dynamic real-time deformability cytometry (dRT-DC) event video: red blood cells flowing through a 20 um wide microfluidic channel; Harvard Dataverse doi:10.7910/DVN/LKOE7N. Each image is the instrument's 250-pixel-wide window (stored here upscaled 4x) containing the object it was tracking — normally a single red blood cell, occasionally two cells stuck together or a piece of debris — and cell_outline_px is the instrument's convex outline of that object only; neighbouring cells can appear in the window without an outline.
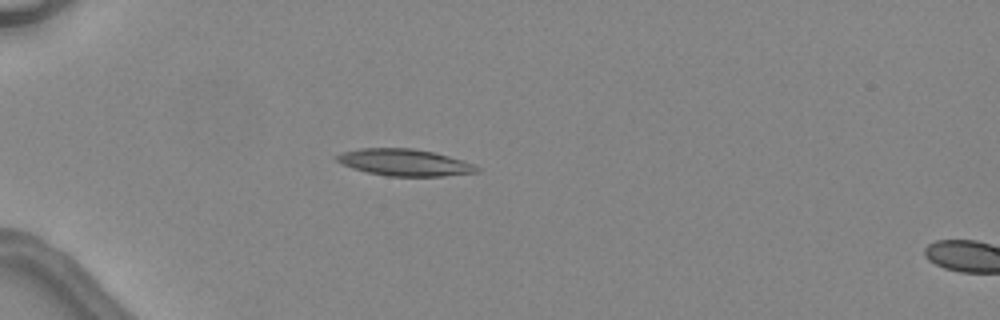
{"species": "common noctule bat (a hibernating species)", "species_latin": "Nyctalus noctula", "temperature_condition": "warm", "stored_images_in_passage": 2, "segment_of_instrument_passage": [1, 2], "camera_frame_rate_fps": 3000, "um_per_image_px": 0.085, "animal": {"sex": "female", "body_mass_g": 24.6, "forearm_length_mm": 56.2}, "frame": {"image": 1, "passage_image": 1, "time_ms": 0.0, "image_size_px": [1000, 320], "cell_outline_px": [[480, 172], [440, 176], [388, 176], [368, 172], [352, 168], [336, 160], [336, 156], [340, 152], [360, 148], [412, 148], [432, 152], [448, 156], [472, 164], [480, 168]], "centroid_in_image_um": [34.36, 13.8], "position_along_channel_um": 50.6, "area_um2": 21.62}}